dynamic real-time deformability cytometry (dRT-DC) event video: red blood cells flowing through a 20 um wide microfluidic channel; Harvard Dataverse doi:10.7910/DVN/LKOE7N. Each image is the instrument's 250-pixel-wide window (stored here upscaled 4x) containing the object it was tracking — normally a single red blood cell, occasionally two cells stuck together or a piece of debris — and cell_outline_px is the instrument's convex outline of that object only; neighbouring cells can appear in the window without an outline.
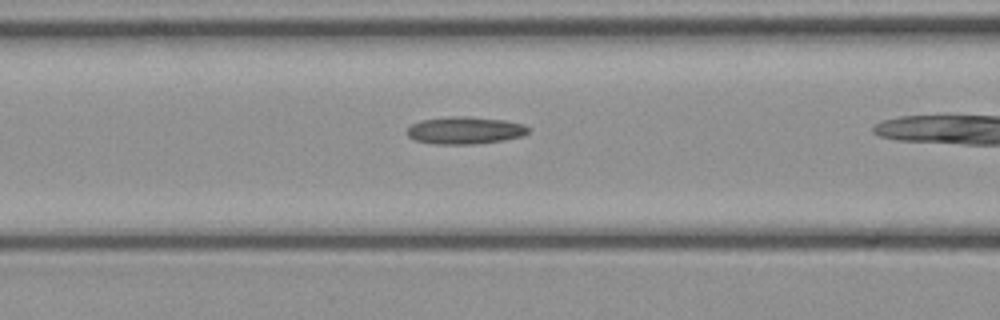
{"species": "common noctule bat (a hibernating species)", "species_latin": "Nyctalus noctula", "temperature_condition": "cold", "stored_images_in_passage": 33, "camera_frame_rate_fps": 3000, "um_per_image_px": 0.085, "animal": {"sex": "female", "body_mass_g": 21.9}, "frame": {"image": 1, "passage_image": 16, "time_ms": 5.0, "image_size_px": [1000, 320], "cell_outline_px": [[528, 132], [520, 136], [504, 140], [476, 144], [436, 144], [416, 140], [408, 136], [404, 132], [412, 124], [420, 120], [452, 116], [468, 116], [504, 120], [524, 124], [528, 128]], "centroid_in_image_um": [39.49, 11.08], "position_along_channel_um": 127.1, "area_um2": 19.31}}
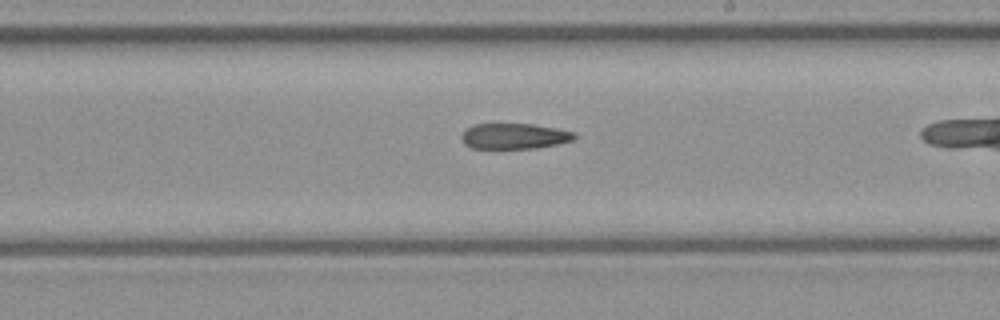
{"frame": {"image": 2, "passage_image": 24, "time_ms": 7.667, "image_size_px": [1000, 320], "cell_outline_px": [[576, 136], [572, 140], [556, 144], [536, 148], [472, 148], [464, 144], [460, 140], [460, 136], [468, 128], [476, 124], [532, 124], [556, 128], [576, 132]], "centroid_in_image_um": [43.7, 11.57], "position_along_channel_um": 245.3, "area_um2": 16.76}}
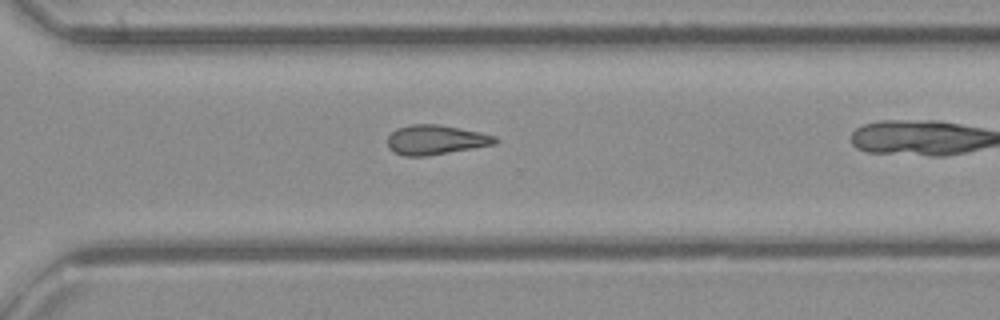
{"frame": {"image": 3, "passage_image": 30, "time_ms": 9.667, "image_size_px": [1000, 320], "cell_outline_px": [[496, 144], [424, 156], [404, 156], [392, 152], [388, 148], [388, 136], [396, 128], [412, 124], [436, 124], [460, 128], [480, 132], [496, 136]], "centroid_in_image_um": [36.99, 11.88], "position_along_channel_um": 333.6, "area_um2": 18.44}}